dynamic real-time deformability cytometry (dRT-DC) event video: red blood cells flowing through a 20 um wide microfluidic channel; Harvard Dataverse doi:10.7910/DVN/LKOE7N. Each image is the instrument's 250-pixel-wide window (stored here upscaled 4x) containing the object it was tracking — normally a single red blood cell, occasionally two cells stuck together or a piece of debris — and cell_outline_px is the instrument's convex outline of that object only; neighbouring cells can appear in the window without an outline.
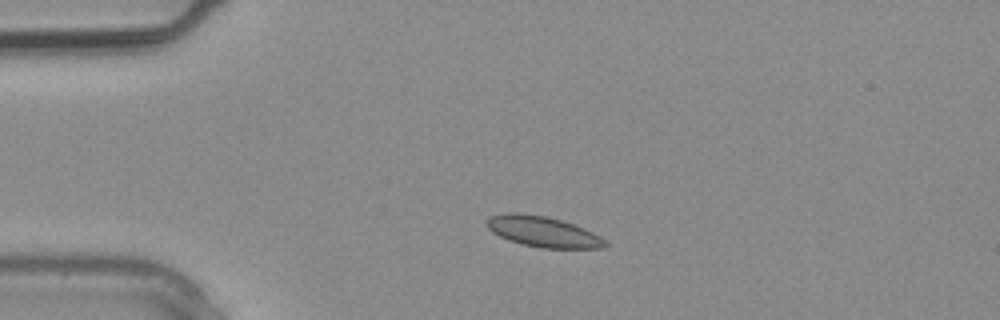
{"species": "common noctule bat (a hibernating species)", "species_latin": "Nyctalus noctula", "temperature_condition": "warm", "stored_images_in_passage": 2, "camera_frame_rate_fps": 3000, "um_per_image_px": 0.085, "animal": {"sex": "male", "body_mass_g": 20.4}, "frame": {"image": 1, "passage_image": 1, "time_ms": 0.0, "image_size_px": [1000, 320], "cell_outline_px": [[608, 244], [604, 248], [540, 248], [508, 240], [492, 232], [484, 224], [484, 220], [488, 216], [504, 212], [520, 212], [544, 216], [560, 220], [584, 228], [600, 236]], "centroid_in_image_um": [46.08, 19.67], "position_along_channel_um": 38.9, "area_um2": 21.27}}
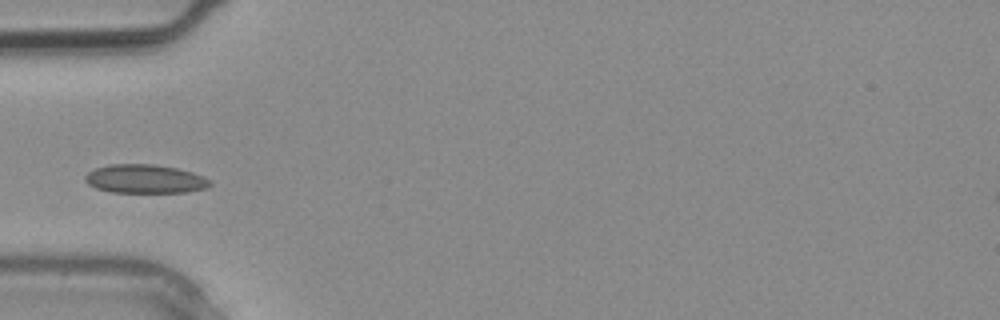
{"frame": {"image": 2, "passage_image": 2, "time_ms": 0.333, "image_size_px": [1000, 320], "cell_outline_px": [[212, 184], [208, 188], [184, 192], [112, 192], [96, 188], [88, 184], [84, 180], [84, 176], [88, 172], [96, 168], [108, 164], [152, 164], [176, 168], [192, 172], [204, 176], [212, 180]], "centroid_in_image_um": [12.34, 15.2], "position_along_channel_um": 72.7, "area_um2": 20.98}}